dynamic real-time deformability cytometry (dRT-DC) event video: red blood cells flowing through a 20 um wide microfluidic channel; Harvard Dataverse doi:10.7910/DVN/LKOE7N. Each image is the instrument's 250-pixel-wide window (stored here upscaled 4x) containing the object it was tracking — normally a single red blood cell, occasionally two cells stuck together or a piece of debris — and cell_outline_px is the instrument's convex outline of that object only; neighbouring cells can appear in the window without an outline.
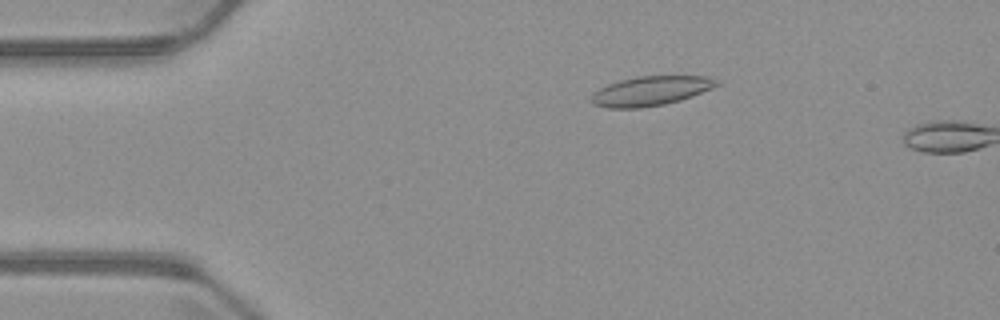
{"species": "common noctule bat (a hibernating species)", "species_latin": "Nyctalus noctula", "temperature_condition": "warm", "stored_images_in_passage": 4, "camera_frame_rate_fps": 3000, "um_per_image_px": 0.085, "animal": {"sex": "male", "body_mass_g": 23.1, "forearm_length_mm": 52.7}, "frame": {"image": 1, "passage_image": 3, "time_ms": 2.667, "image_size_px": [1000, 320], "cell_outline_px": [[720, 84], [712, 88], [692, 96], [680, 100], [664, 104], [640, 108], [608, 108], [592, 104], [592, 96], [600, 88], [608, 84], [620, 80], [636, 76], [708, 76], [720, 80]], "centroid_in_image_um": [55.35, 7.72], "position_along_channel_um": 29.7, "area_um2": 21.44}}